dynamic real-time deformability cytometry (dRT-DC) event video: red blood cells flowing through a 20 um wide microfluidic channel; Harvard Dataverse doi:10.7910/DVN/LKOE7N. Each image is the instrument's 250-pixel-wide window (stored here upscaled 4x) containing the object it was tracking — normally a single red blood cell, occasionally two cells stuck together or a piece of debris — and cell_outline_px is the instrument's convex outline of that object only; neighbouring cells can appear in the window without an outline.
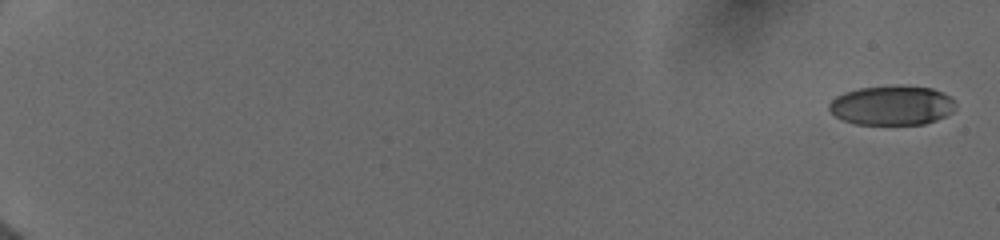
{"species": "human", "species_latin": "Homo sapiens", "temperature_condition": "cold", "stored_images_in_passage": 32, "camera_frame_rate_fps": 3000, "um_per_image_px": 0.085, "donor": {"sex": "female"}, "frame": {"image": 1, "passage_image": 1, "time_ms": 0.0, "image_size_px": [1000, 240], "cell_outline_px": [[956, 104], [952, 112], [936, 120], [924, 124], [856, 124], [844, 120], [836, 116], [828, 108], [828, 104], [836, 96], [844, 92], [860, 88], [896, 84], [900, 84], [932, 88], [944, 92]], "centroid_in_image_um": [75.81, 8.93], "position_along_channel_um": 9.2, "area_um2": 29.3}}
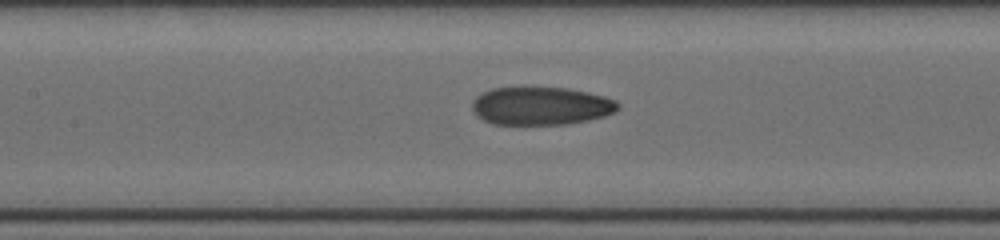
{"frame": {"image": 2, "passage_image": 18, "time_ms": 9.333, "image_size_px": [1000, 240], "cell_outline_px": [[620, 108], [604, 116], [588, 120], [568, 124], [492, 124], [476, 116], [472, 108], [472, 100], [476, 96], [492, 88], [568, 88], [588, 92], [604, 96], [616, 100], [620, 104]], "centroid_in_image_um": [45.98, 9.01], "position_along_channel_um": 161.4, "area_um2": 32.31}}
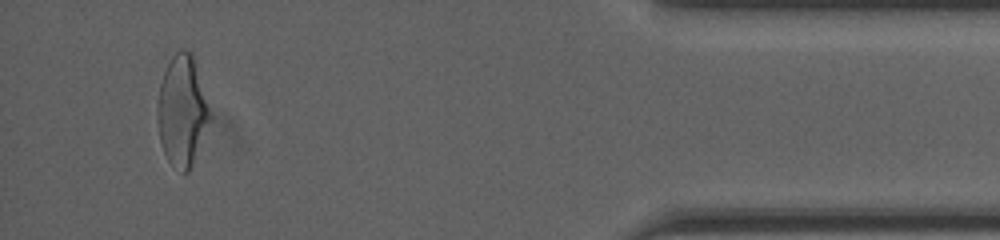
{"frame": {"image": 3, "passage_image": 32, "time_ms": 17.0, "image_size_px": [1000, 240], "cell_outline_px": [[208, 116], [188, 172], [184, 172], [172, 164], [168, 160], [164, 152], [160, 140], [156, 120], [156, 108], [160, 84], [164, 72], [172, 56], [176, 52], [184, 48], [192, 52], [208, 108]], "centroid_in_image_um": [15.39, 9.34], "position_along_channel_um": 419.8, "area_um2": 32.19}, "authors_computed_cell_mechanics": {"area_um2": 32.2235, "velocity_mm_per_s": 3.9904, "shape_relaxation_time_tau1_ms": 6.1172, "shape_relaxation_time_tau2_ms": 1.788, "deformation_change_tau1": 0.1937, "deformation_change_tau2": 0.0758}}